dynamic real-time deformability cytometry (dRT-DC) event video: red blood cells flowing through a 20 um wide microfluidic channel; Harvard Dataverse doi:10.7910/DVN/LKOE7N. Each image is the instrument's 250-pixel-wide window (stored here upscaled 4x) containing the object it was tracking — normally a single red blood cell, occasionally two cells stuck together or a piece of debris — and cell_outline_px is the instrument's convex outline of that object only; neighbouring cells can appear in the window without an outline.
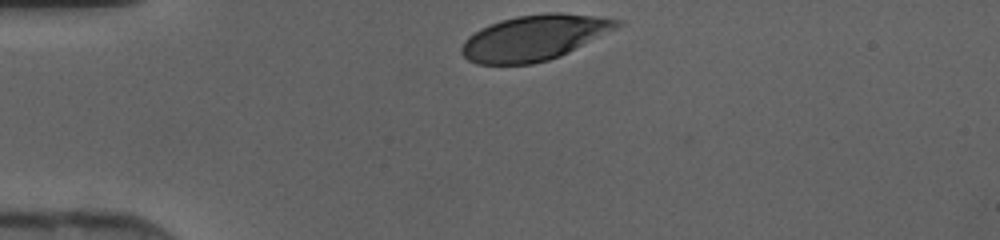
{"species": "human", "species_latin": "Homo sapiens", "temperature_condition": "cold", "stored_images_in_passage": 28, "camera_frame_rate_fps": 3000, "um_per_image_px": 0.085, "donor": {"sex": "female"}, "frame": {"image": 1, "passage_image": 1, "time_ms": 0.0, "image_size_px": [1000, 240], "cell_outline_px": [[624, 24], [560, 56], [548, 60], [532, 64], [476, 64], [468, 60], [460, 52], [460, 48], [464, 40], [468, 36], [480, 28], [500, 20], [516, 16], [544, 12], [560, 12], [600, 16], [620, 20]], "centroid_in_image_um": [45.39, 3.19], "position_along_channel_um": 39.6, "area_um2": 41.21}}
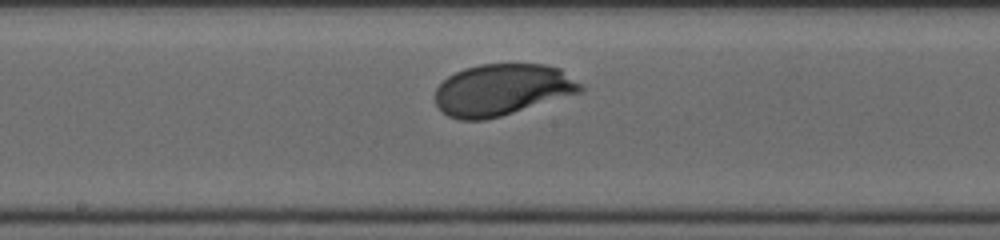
{"frame": {"image": 2, "passage_image": 15, "time_ms": 4.667, "image_size_px": [1000, 240], "cell_outline_px": [[584, 92], [500, 116], [484, 120], [460, 120], [448, 116], [436, 104], [436, 88], [448, 76], [464, 68], [480, 64], [544, 64], [560, 68], [580, 84], [584, 88]], "centroid_in_image_um": [42.7, 7.63], "position_along_channel_um": 205.5, "area_um2": 43.58}}
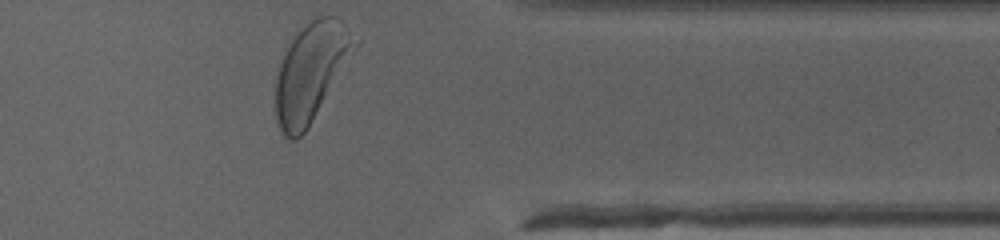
{"frame": {"image": 3, "passage_image": 28, "time_ms": 9.0, "image_size_px": [1000, 240], "cell_outline_px": [[360, 44], [348, 72], [308, 128], [296, 140], [288, 140], [284, 136], [276, 120], [276, 76], [284, 52], [292, 40], [312, 20], [320, 16], [336, 16], [360, 40]], "centroid_in_image_um": [26.54, 6.17], "position_along_channel_um": 384.9, "area_um2": 46.59}}